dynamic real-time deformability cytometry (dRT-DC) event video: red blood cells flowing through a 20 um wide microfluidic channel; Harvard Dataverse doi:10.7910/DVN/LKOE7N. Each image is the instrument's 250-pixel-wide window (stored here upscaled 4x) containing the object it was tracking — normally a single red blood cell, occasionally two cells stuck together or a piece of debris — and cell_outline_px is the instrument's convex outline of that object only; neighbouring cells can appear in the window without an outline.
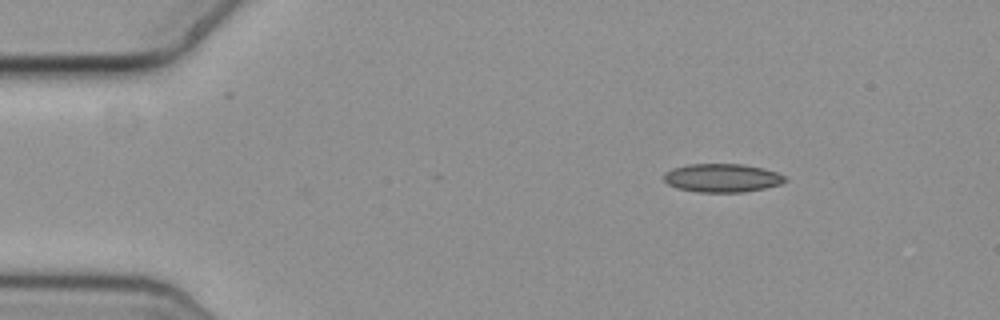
{"species": "common noctule bat (a hibernating species)", "species_latin": "Nyctalus noctula", "temperature_condition": "cold", "stored_images_in_passage": 3, "camera_frame_rate_fps": 3000, "um_per_image_px": 0.085, "animal": {"sex": "female", "body_mass_g": 19.3, "forearm_length_mm": 54.1}, "frame": {"image": 1, "passage_image": 1, "time_ms": 0.0, "image_size_px": [1000, 320], "cell_outline_px": [[788, 180], [780, 184], [764, 188], [744, 192], [700, 192], [680, 188], [668, 184], [664, 180], [664, 172], [672, 168], [688, 164], [744, 164], [764, 168], [776, 172], [784, 176]], "centroid_in_image_um": [61.39, 15.11], "position_along_channel_um": 23.6, "area_um2": 20.06}}